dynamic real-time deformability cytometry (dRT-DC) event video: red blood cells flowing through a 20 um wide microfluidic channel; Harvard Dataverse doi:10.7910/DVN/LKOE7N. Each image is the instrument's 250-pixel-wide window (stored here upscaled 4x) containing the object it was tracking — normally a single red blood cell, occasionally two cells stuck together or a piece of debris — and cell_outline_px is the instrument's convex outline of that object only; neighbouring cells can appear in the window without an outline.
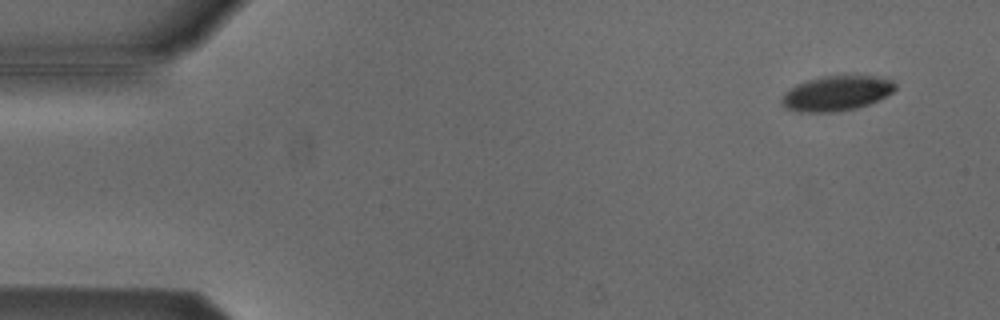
{"species": "Egyptian fruit bat (a non-hibernating species)", "species_latin": "Rousettus aegyptiacus", "temperature_condition": "cold", "stored_images_in_passage": 6, "camera_frame_rate_fps": 3000, "um_per_image_px": 0.085, "animal": {"sex": "male"}, "frame": {"image": 1, "passage_image": 1, "time_ms": 0.0, "image_size_px": [1000, 320], "cell_outline_px": [[896, 88], [892, 92], [868, 104], [856, 108], [836, 112], [800, 112], [788, 108], [780, 104], [780, 100], [784, 92], [796, 84], [820, 76], [848, 72], [872, 76], [892, 80], [896, 84]], "centroid_in_image_um": [71.08, 7.88], "position_along_channel_um": 13.9, "area_um2": 23.76}}
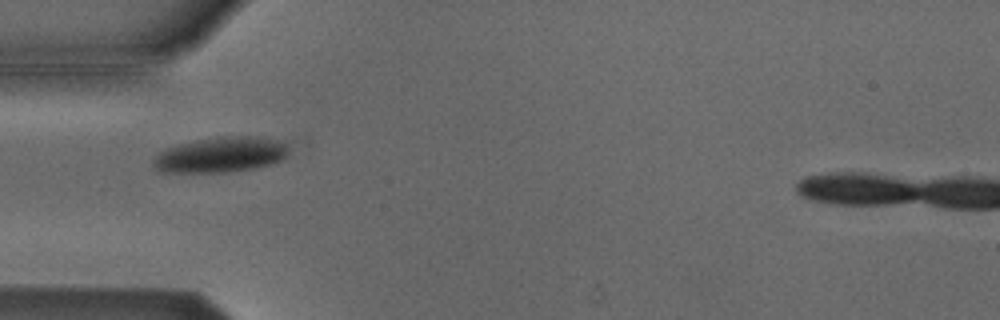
{"frame": {"image": 2, "passage_image": 4, "time_ms": 1.0, "image_size_px": [1000, 320], "cell_outline_px": [[284, 156], [280, 160], [268, 164], [252, 168], [224, 172], [156, 172], [152, 168], [152, 160], [164, 148], [176, 144], [216, 136], [260, 136], [280, 140], [284, 144]], "centroid_in_image_um": [18.63, 13.14], "position_along_channel_um": 66.4, "area_um2": 27.86}}
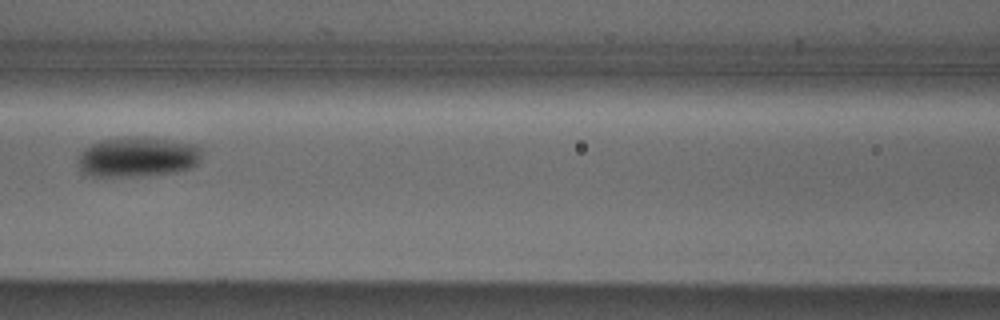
{"frame": {"image": 3, "passage_image": 6, "time_ms": 1.667, "image_size_px": [1000, 320], "cell_outline_px": [[200, 160], [196, 164], [188, 168], [176, 172], [140, 176], [92, 176], [80, 172], [80, 152], [84, 148], [100, 140], [124, 136], [144, 136], [196, 144], [200, 148]], "centroid_in_image_um": [11.69, 13.32], "position_along_channel_um": 154.9, "area_um2": 29.02}}